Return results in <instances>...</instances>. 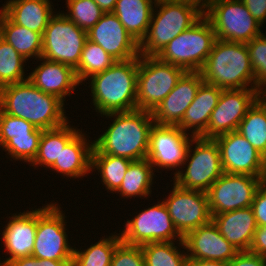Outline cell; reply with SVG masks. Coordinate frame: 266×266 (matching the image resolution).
I'll use <instances>...</instances> for the list:
<instances>
[{"label": "cell", "instance_id": "obj_38", "mask_svg": "<svg viewBox=\"0 0 266 266\" xmlns=\"http://www.w3.org/2000/svg\"><path fill=\"white\" fill-rule=\"evenodd\" d=\"M42 129H36L31 137L12 138L3 147L2 150L9 154L11 159L31 163L37 154Z\"/></svg>", "mask_w": 266, "mask_h": 266}, {"label": "cell", "instance_id": "obj_34", "mask_svg": "<svg viewBox=\"0 0 266 266\" xmlns=\"http://www.w3.org/2000/svg\"><path fill=\"white\" fill-rule=\"evenodd\" d=\"M237 131L266 158V108L256 100Z\"/></svg>", "mask_w": 266, "mask_h": 266}, {"label": "cell", "instance_id": "obj_10", "mask_svg": "<svg viewBox=\"0 0 266 266\" xmlns=\"http://www.w3.org/2000/svg\"><path fill=\"white\" fill-rule=\"evenodd\" d=\"M55 203L37 208V229L33 257L56 261H72L74 247L68 241L65 213Z\"/></svg>", "mask_w": 266, "mask_h": 266}, {"label": "cell", "instance_id": "obj_24", "mask_svg": "<svg viewBox=\"0 0 266 266\" xmlns=\"http://www.w3.org/2000/svg\"><path fill=\"white\" fill-rule=\"evenodd\" d=\"M222 90L203 81L178 127L193 137H200L207 129L210 115L217 106ZM188 131L191 133H188Z\"/></svg>", "mask_w": 266, "mask_h": 266}, {"label": "cell", "instance_id": "obj_44", "mask_svg": "<svg viewBox=\"0 0 266 266\" xmlns=\"http://www.w3.org/2000/svg\"><path fill=\"white\" fill-rule=\"evenodd\" d=\"M13 266H71L72 261H56L27 256L11 261Z\"/></svg>", "mask_w": 266, "mask_h": 266}, {"label": "cell", "instance_id": "obj_32", "mask_svg": "<svg viewBox=\"0 0 266 266\" xmlns=\"http://www.w3.org/2000/svg\"><path fill=\"white\" fill-rule=\"evenodd\" d=\"M132 162L127 158L109 154H91V172L97 170L100 173L101 183L107 192L110 191L114 194L120 188L125 173Z\"/></svg>", "mask_w": 266, "mask_h": 266}, {"label": "cell", "instance_id": "obj_27", "mask_svg": "<svg viewBox=\"0 0 266 266\" xmlns=\"http://www.w3.org/2000/svg\"><path fill=\"white\" fill-rule=\"evenodd\" d=\"M154 0H117L113 13L138 43L145 37L155 6Z\"/></svg>", "mask_w": 266, "mask_h": 266}, {"label": "cell", "instance_id": "obj_6", "mask_svg": "<svg viewBox=\"0 0 266 266\" xmlns=\"http://www.w3.org/2000/svg\"><path fill=\"white\" fill-rule=\"evenodd\" d=\"M215 41L216 34L213 26L203 15L190 28L171 40L157 57L161 61L179 66L187 72H199Z\"/></svg>", "mask_w": 266, "mask_h": 266}, {"label": "cell", "instance_id": "obj_29", "mask_svg": "<svg viewBox=\"0 0 266 266\" xmlns=\"http://www.w3.org/2000/svg\"><path fill=\"white\" fill-rule=\"evenodd\" d=\"M0 24L3 30V39L11 44L26 61L32 57L35 60L41 57L43 41L41 33L13 23L1 10Z\"/></svg>", "mask_w": 266, "mask_h": 266}, {"label": "cell", "instance_id": "obj_52", "mask_svg": "<svg viewBox=\"0 0 266 266\" xmlns=\"http://www.w3.org/2000/svg\"><path fill=\"white\" fill-rule=\"evenodd\" d=\"M155 2H160V1H171V0H154Z\"/></svg>", "mask_w": 266, "mask_h": 266}, {"label": "cell", "instance_id": "obj_31", "mask_svg": "<svg viewBox=\"0 0 266 266\" xmlns=\"http://www.w3.org/2000/svg\"><path fill=\"white\" fill-rule=\"evenodd\" d=\"M114 232L105 238H100L95 244L81 250L74 245L71 266H110L116 246L121 242L120 234Z\"/></svg>", "mask_w": 266, "mask_h": 266}, {"label": "cell", "instance_id": "obj_36", "mask_svg": "<svg viewBox=\"0 0 266 266\" xmlns=\"http://www.w3.org/2000/svg\"><path fill=\"white\" fill-rule=\"evenodd\" d=\"M24 63L26 60L3 39L0 43V87L27 80Z\"/></svg>", "mask_w": 266, "mask_h": 266}, {"label": "cell", "instance_id": "obj_37", "mask_svg": "<svg viewBox=\"0 0 266 266\" xmlns=\"http://www.w3.org/2000/svg\"><path fill=\"white\" fill-rule=\"evenodd\" d=\"M66 5L68 11L64 15L87 32L104 14L93 0H66Z\"/></svg>", "mask_w": 266, "mask_h": 266}, {"label": "cell", "instance_id": "obj_8", "mask_svg": "<svg viewBox=\"0 0 266 266\" xmlns=\"http://www.w3.org/2000/svg\"><path fill=\"white\" fill-rule=\"evenodd\" d=\"M204 15L219 40L247 44L262 34V26L240 0H208Z\"/></svg>", "mask_w": 266, "mask_h": 266}, {"label": "cell", "instance_id": "obj_51", "mask_svg": "<svg viewBox=\"0 0 266 266\" xmlns=\"http://www.w3.org/2000/svg\"><path fill=\"white\" fill-rule=\"evenodd\" d=\"M3 41V30L0 24V43Z\"/></svg>", "mask_w": 266, "mask_h": 266}, {"label": "cell", "instance_id": "obj_40", "mask_svg": "<svg viewBox=\"0 0 266 266\" xmlns=\"http://www.w3.org/2000/svg\"><path fill=\"white\" fill-rule=\"evenodd\" d=\"M30 122L0 110V147L12 138L31 137L36 130Z\"/></svg>", "mask_w": 266, "mask_h": 266}, {"label": "cell", "instance_id": "obj_14", "mask_svg": "<svg viewBox=\"0 0 266 266\" xmlns=\"http://www.w3.org/2000/svg\"><path fill=\"white\" fill-rule=\"evenodd\" d=\"M169 193L162 201L168 209L175 229L182 237L212 220L207 192L184 189L173 182V188Z\"/></svg>", "mask_w": 266, "mask_h": 266}, {"label": "cell", "instance_id": "obj_33", "mask_svg": "<svg viewBox=\"0 0 266 266\" xmlns=\"http://www.w3.org/2000/svg\"><path fill=\"white\" fill-rule=\"evenodd\" d=\"M153 242L141 246L145 266H187L188 256L184 241ZM177 245V246H175ZM179 246V247H178ZM182 248V252L180 251Z\"/></svg>", "mask_w": 266, "mask_h": 266}, {"label": "cell", "instance_id": "obj_19", "mask_svg": "<svg viewBox=\"0 0 266 266\" xmlns=\"http://www.w3.org/2000/svg\"><path fill=\"white\" fill-rule=\"evenodd\" d=\"M183 241L188 260H214L227 264L239 252L223 237L212 220L188 232Z\"/></svg>", "mask_w": 266, "mask_h": 266}, {"label": "cell", "instance_id": "obj_49", "mask_svg": "<svg viewBox=\"0 0 266 266\" xmlns=\"http://www.w3.org/2000/svg\"><path fill=\"white\" fill-rule=\"evenodd\" d=\"M257 100L266 108V90L259 92Z\"/></svg>", "mask_w": 266, "mask_h": 266}, {"label": "cell", "instance_id": "obj_20", "mask_svg": "<svg viewBox=\"0 0 266 266\" xmlns=\"http://www.w3.org/2000/svg\"><path fill=\"white\" fill-rule=\"evenodd\" d=\"M203 81L200 72H186L174 89L151 112L154 123L178 126Z\"/></svg>", "mask_w": 266, "mask_h": 266}, {"label": "cell", "instance_id": "obj_41", "mask_svg": "<svg viewBox=\"0 0 266 266\" xmlns=\"http://www.w3.org/2000/svg\"><path fill=\"white\" fill-rule=\"evenodd\" d=\"M110 266H145L141 246L129 245L121 241L115 248Z\"/></svg>", "mask_w": 266, "mask_h": 266}, {"label": "cell", "instance_id": "obj_50", "mask_svg": "<svg viewBox=\"0 0 266 266\" xmlns=\"http://www.w3.org/2000/svg\"><path fill=\"white\" fill-rule=\"evenodd\" d=\"M0 266H13L11 261L5 259L3 261L0 260Z\"/></svg>", "mask_w": 266, "mask_h": 266}, {"label": "cell", "instance_id": "obj_46", "mask_svg": "<svg viewBox=\"0 0 266 266\" xmlns=\"http://www.w3.org/2000/svg\"><path fill=\"white\" fill-rule=\"evenodd\" d=\"M249 252L266 257V226L255 230Z\"/></svg>", "mask_w": 266, "mask_h": 266}, {"label": "cell", "instance_id": "obj_12", "mask_svg": "<svg viewBox=\"0 0 266 266\" xmlns=\"http://www.w3.org/2000/svg\"><path fill=\"white\" fill-rule=\"evenodd\" d=\"M123 228L119 233L121 241L129 245L142 246L153 242L183 241L163 201L143 209L131 220L127 219Z\"/></svg>", "mask_w": 266, "mask_h": 266}, {"label": "cell", "instance_id": "obj_4", "mask_svg": "<svg viewBox=\"0 0 266 266\" xmlns=\"http://www.w3.org/2000/svg\"><path fill=\"white\" fill-rule=\"evenodd\" d=\"M154 7L147 33L139 43L142 56H157L171 40L204 15V4L200 0L160 1Z\"/></svg>", "mask_w": 266, "mask_h": 266}, {"label": "cell", "instance_id": "obj_39", "mask_svg": "<svg viewBox=\"0 0 266 266\" xmlns=\"http://www.w3.org/2000/svg\"><path fill=\"white\" fill-rule=\"evenodd\" d=\"M252 71L255 78V89L266 90V35L253 38L247 44Z\"/></svg>", "mask_w": 266, "mask_h": 266}, {"label": "cell", "instance_id": "obj_18", "mask_svg": "<svg viewBox=\"0 0 266 266\" xmlns=\"http://www.w3.org/2000/svg\"><path fill=\"white\" fill-rule=\"evenodd\" d=\"M91 42L100 45L117 61L140 56L139 43L134 40L113 12L104 13L87 32Z\"/></svg>", "mask_w": 266, "mask_h": 266}, {"label": "cell", "instance_id": "obj_17", "mask_svg": "<svg viewBox=\"0 0 266 266\" xmlns=\"http://www.w3.org/2000/svg\"><path fill=\"white\" fill-rule=\"evenodd\" d=\"M223 172L265 177L266 158L237 130L214 138Z\"/></svg>", "mask_w": 266, "mask_h": 266}, {"label": "cell", "instance_id": "obj_7", "mask_svg": "<svg viewBox=\"0 0 266 266\" xmlns=\"http://www.w3.org/2000/svg\"><path fill=\"white\" fill-rule=\"evenodd\" d=\"M223 173L220 150L216 141L193 137L182 169L172 179L184 189L207 192Z\"/></svg>", "mask_w": 266, "mask_h": 266}, {"label": "cell", "instance_id": "obj_23", "mask_svg": "<svg viewBox=\"0 0 266 266\" xmlns=\"http://www.w3.org/2000/svg\"><path fill=\"white\" fill-rule=\"evenodd\" d=\"M223 237L240 251H249L257 224L252 207L211 215Z\"/></svg>", "mask_w": 266, "mask_h": 266}, {"label": "cell", "instance_id": "obj_3", "mask_svg": "<svg viewBox=\"0 0 266 266\" xmlns=\"http://www.w3.org/2000/svg\"><path fill=\"white\" fill-rule=\"evenodd\" d=\"M139 57L117 61L90 81L92 103L100 115L137 109V74Z\"/></svg>", "mask_w": 266, "mask_h": 266}, {"label": "cell", "instance_id": "obj_26", "mask_svg": "<svg viewBox=\"0 0 266 266\" xmlns=\"http://www.w3.org/2000/svg\"><path fill=\"white\" fill-rule=\"evenodd\" d=\"M50 0H7L0 9L13 23L43 35L56 13Z\"/></svg>", "mask_w": 266, "mask_h": 266}, {"label": "cell", "instance_id": "obj_53", "mask_svg": "<svg viewBox=\"0 0 266 266\" xmlns=\"http://www.w3.org/2000/svg\"><path fill=\"white\" fill-rule=\"evenodd\" d=\"M263 181L266 184V172H265V177H264V180Z\"/></svg>", "mask_w": 266, "mask_h": 266}, {"label": "cell", "instance_id": "obj_21", "mask_svg": "<svg viewBox=\"0 0 266 266\" xmlns=\"http://www.w3.org/2000/svg\"><path fill=\"white\" fill-rule=\"evenodd\" d=\"M7 225L3 227L2 243L4 250L9 255L6 259L13 261L18 258L31 256L36 238L37 208L14 213Z\"/></svg>", "mask_w": 266, "mask_h": 266}, {"label": "cell", "instance_id": "obj_54", "mask_svg": "<svg viewBox=\"0 0 266 266\" xmlns=\"http://www.w3.org/2000/svg\"><path fill=\"white\" fill-rule=\"evenodd\" d=\"M203 4L205 3V2H207L208 0H200Z\"/></svg>", "mask_w": 266, "mask_h": 266}, {"label": "cell", "instance_id": "obj_9", "mask_svg": "<svg viewBox=\"0 0 266 266\" xmlns=\"http://www.w3.org/2000/svg\"><path fill=\"white\" fill-rule=\"evenodd\" d=\"M187 71L157 56H139L137 109L152 112Z\"/></svg>", "mask_w": 266, "mask_h": 266}, {"label": "cell", "instance_id": "obj_30", "mask_svg": "<svg viewBox=\"0 0 266 266\" xmlns=\"http://www.w3.org/2000/svg\"><path fill=\"white\" fill-rule=\"evenodd\" d=\"M154 172L148 159L133 161L125 173L120 188L115 193H119L124 199L128 197L148 198L151 196L153 179L156 177Z\"/></svg>", "mask_w": 266, "mask_h": 266}, {"label": "cell", "instance_id": "obj_11", "mask_svg": "<svg viewBox=\"0 0 266 266\" xmlns=\"http://www.w3.org/2000/svg\"><path fill=\"white\" fill-rule=\"evenodd\" d=\"M65 12H56L48 22L42 35L41 57L54 62H60L72 67H78L81 53L86 42L87 31L70 21Z\"/></svg>", "mask_w": 266, "mask_h": 266}, {"label": "cell", "instance_id": "obj_43", "mask_svg": "<svg viewBox=\"0 0 266 266\" xmlns=\"http://www.w3.org/2000/svg\"><path fill=\"white\" fill-rule=\"evenodd\" d=\"M226 266H266V257L249 251H240Z\"/></svg>", "mask_w": 266, "mask_h": 266}, {"label": "cell", "instance_id": "obj_47", "mask_svg": "<svg viewBox=\"0 0 266 266\" xmlns=\"http://www.w3.org/2000/svg\"><path fill=\"white\" fill-rule=\"evenodd\" d=\"M187 266H226V263L214 260H188Z\"/></svg>", "mask_w": 266, "mask_h": 266}, {"label": "cell", "instance_id": "obj_16", "mask_svg": "<svg viewBox=\"0 0 266 266\" xmlns=\"http://www.w3.org/2000/svg\"><path fill=\"white\" fill-rule=\"evenodd\" d=\"M258 89L222 90L217 106L212 111L206 131L200 136L214 139L236 131L247 110L258 99Z\"/></svg>", "mask_w": 266, "mask_h": 266}, {"label": "cell", "instance_id": "obj_35", "mask_svg": "<svg viewBox=\"0 0 266 266\" xmlns=\"http://www.w3.org/2000/svg\"><path fill=\"white\" fill-rule=\"evenodd\" d=\"M115 62L111 55H109L100 45L86 40L78 67L75 69L76 77L81 84L94 74L105 71L110 68Z\"/></svg>", "mask_w": 266, "mask_h": 266}, {"label": "cell", "instance_id": "obj_13", "mask_svg": "<svg viewBox=\"0 0 266 266\" xmlns=\"http://www.w3.org/2000/svg\"><path fill=\"white\" fill-rule=\"evenodd\" d=\"M263 180L264 177L224 172L207 191L210 214L250 207Z\"/></svg>", "mask_w": 266, "mask_h": 266}, {"label": "cell", "instance_id": "obj_42", "mask_svg": "<svg viewBox=\"0 0 266 266\" xmlns=\"http://www.w3.org/2000/svg\"><path fill=\"white\" fill-rule=\"evenodd\" d=\"M251 207L257 227L266 226V184L264 182L257 189Z\"/></svg>", "mask_w": 266, "mask_h": 266}, {"label": "cell", "instance_id": "obj_25", "mask_svg": "<svg viewBox=\"0 0 266 266\" xmlns=\"http://www.w3.org/2000/svg\"><path fill=\"white\" fill-rule=\"evenodd\" d=\"M86 134L82 129L61 149V154L55 163L50 167L59 174L68 178H83L91 173V154L93 142L85 138ZM89 141H88V140Z\"/></svg>", "mask_w": 266, "mask_h": 266}, {"label": "cell", "instance_id": "obj_2", "mask_svg": "<svg viewBox=\"0 0 266 266\" xmlns=\"http://www.w3.org/2000/svg\"><path fill=\"white\" fill-rule=\"evenodd\" d=\"M0 107L4 113L42 130L60 127L69 121L64 102L36 88L28 79L0 87Z\"/></svg>", "mask_w": 266, "mask_h": 266}, {"label": "cell", "instance_id": "obj_48", "mask_svg": "<svg viewBox=\"0 0 266 266\" xmlns=\"http://www.w3.org/2000/svg\"><path fill=\"white\" fill-rule=\"evenodd\" d=\"M104 13L113 12L116 6L117 0H93Z\"/></svg>", "mask_w": 266, "mask_h": 266}, {"label": "cell", "instance_id": "obj_15", "mask_svg": "<svg viewBox=\"0 0 266 266\" xmlns=\"http://www.w3.org/2000/svg\"><path fill=\"white\" fill-rule=\"evenodd\" d=\"M178 126L155 124L150 130L147 159L157 169L177 170L175 176L183 166L186 154L193 136H189ZM191 138V139H190ZM159 168V169H158ZM179 168V169H178Z\"/></svg>", "mask_w": 266, "mask_h": 266}, {"label": "cell", "instance_id": "obj_5", "mask_svg": "<svg viewBox=\"0 0 266 266\" xmlns=\"http://www.w3.org/2000/svg\"><path fill=\"white\" fill-rule=\"evenodd\" d=\"M199 72L206 83L223 90L255 89L254 72L245 43L216 39Z\"/></svg>", "mask_w": 266, "mask_h": 266}, {"label": "cell", "instance_id": "obj_45", "mask_svg": "<svg viewBox=\"0 0 266 266\" xmlns=\"http://www.w3.org/2000/svg\"><path fill=\"white\" fill-rule=\"evenodd\" d=\"M254 17L263 26L266 23V0H240Z\"/></svg>", "mask_w": 266, "mask_h": 266}, {"label": "cell", "instance_id": "obj_22", "mask_svg": "<svg viewBox=\"0 0 266 266\" xmlns=\"http://www.w3.org/2000/svg\"><path fill=\"white\" fill-rule=\"evenodd\" d=\"M42 61L28 75V80L44 93L57 96L63 102L67 96L80 85L75 70L63 63L46 60Z\"/></svg>", "mask_w": 266, "mask_h": 266}, {"label": "cell", "instance_id": "obj_28", "mask_svg": "<svg viewBox=\"0 0 266 266\" xmlns=\"http://www.w3.org/2000/svg\"><path fill=\"white\" fill-rule=\"evenodd\" d=\"M70 122L67 121L54 129L43 130L36 157L30 166L37 168L39 165L49 169L55 163L61 154V149H64L65 145L80 131L77 127L71 126Z\"/></svg>", "mask_w": 266, "mask_h": 266}, {"label": "cell", "instance_id": "obj_1", "mask_svg": "<svg viewBox=\"0 0 266 266\" xmlns=\"http://www.w3.org/2000/svg\"><path fill=\"white\" fill-rule=\"evenodd\" d=\"M103 116L114 120L93 140L92 154H109L131 161L147 159L150 130L154 125L150 111L136 109Z\"/></svg>", "mask_w": 266, "mask_h": 266}]
</instances>
